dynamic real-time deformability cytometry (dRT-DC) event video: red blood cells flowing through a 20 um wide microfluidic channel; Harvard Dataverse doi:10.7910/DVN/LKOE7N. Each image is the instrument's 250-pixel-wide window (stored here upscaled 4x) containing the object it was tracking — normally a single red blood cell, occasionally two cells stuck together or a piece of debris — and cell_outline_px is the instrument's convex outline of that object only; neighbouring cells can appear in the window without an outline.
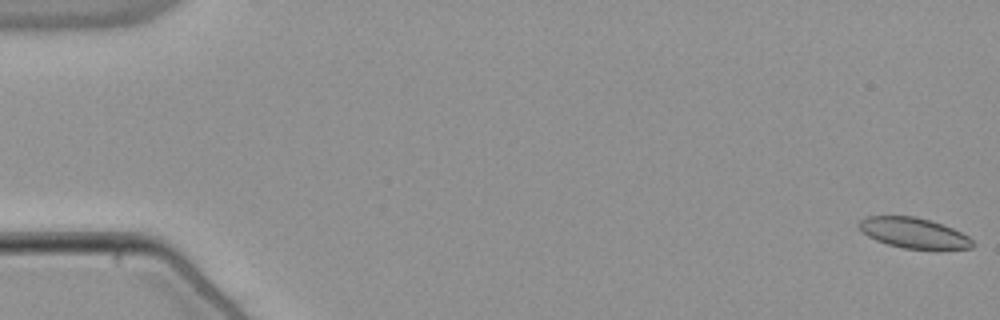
{"species": "common noctule bat (a hibernating species)", "species_latin": "Nyctalus noctula", "temperature_condition": "warm", "stored_images_in_passage": 56, "camera_frame_rate_fps": 3000, "um_per_image_px": 0.085, "animal": {"sex": "male", "body_mass_g": 21.5, "forearm_length_mm": 52.0}, "frame": {"image": 1, "passage_image": 1, "time_ms": 0.0, "image_size_px": [1000, 320], "cell_outline_px": [[976, 244], [972, 248], [904, 248], [888, 244], [876, 240], [860, 232], [860, 220], [868, 216], [916, 216], [952, 228], [968, 236]], "centroid_in_image_um": [77.64, 19.79], "position_along_channel_um": 7.4, "area_um2": 19.71}}
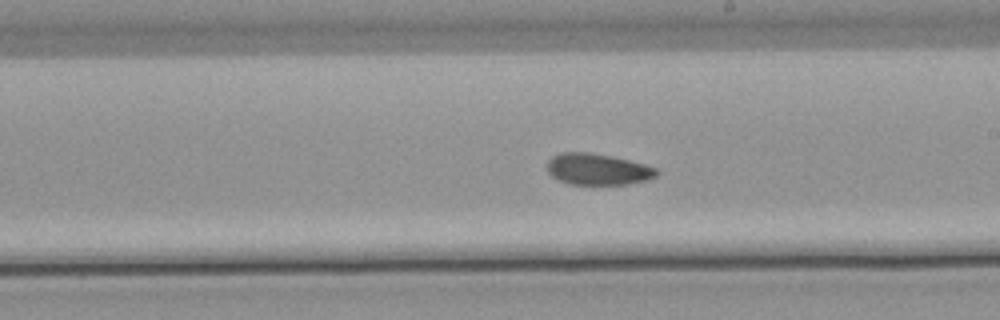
{"frame": {"image": 2, "passage_image": 32, "time_ms": 10.333, "image_size_px": [1000, 320], "cell_outline_px": [[660, 172], [656, 176], [644, 180], [624, 184], [568, 184], [552, 176], [548, 172], [548, 160], [552, 156], [560, 152], [588, 152], [612, 156], [644, 164], [656, 168]], "centroid_in_image_um": [50.78, 14.37], "position_along_channel_um": 238.2, "area_um2": 19.83}}
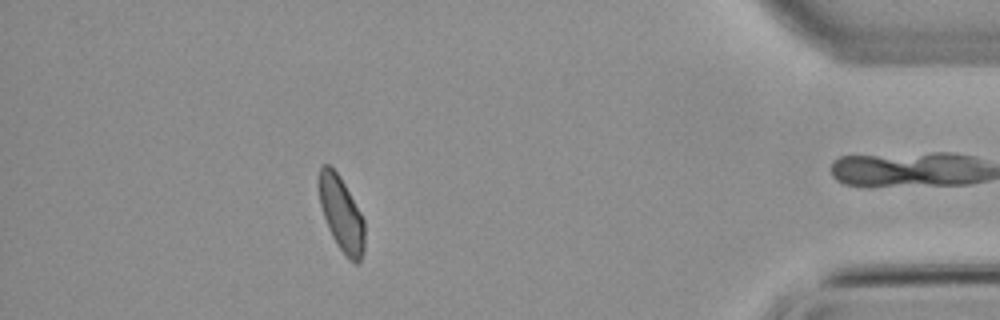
{"frame": {"image": 3, "passage_image": 49, "time_ms": 16.0, "image_size_px": [1000, 320], "cell_outline_px": [[364, 252], [360, 260], [356, 264], [348, 260], [336, 244], [328, 228], [320, 204], [316, 184], [316, 180], [320, 168], [324, 164], [328, 164], [340, 176], [360, 212], [364, 220]], "centroid_in_image_um": [28.98, 18.18], "position_along_channel_um": 406.2, "area_um2": 20.11}, "authors_computed_cell_mechanics": {"area_um2": 20.3745, "velocity_mm_per_s": 3.8231, "shape_relaxation_time_tau1_ms": null, "shape_relaxation_time_tau2_ms": 2.5767, "deformation_change_tau1": null, "deformation_change_tau2": 0.051}}